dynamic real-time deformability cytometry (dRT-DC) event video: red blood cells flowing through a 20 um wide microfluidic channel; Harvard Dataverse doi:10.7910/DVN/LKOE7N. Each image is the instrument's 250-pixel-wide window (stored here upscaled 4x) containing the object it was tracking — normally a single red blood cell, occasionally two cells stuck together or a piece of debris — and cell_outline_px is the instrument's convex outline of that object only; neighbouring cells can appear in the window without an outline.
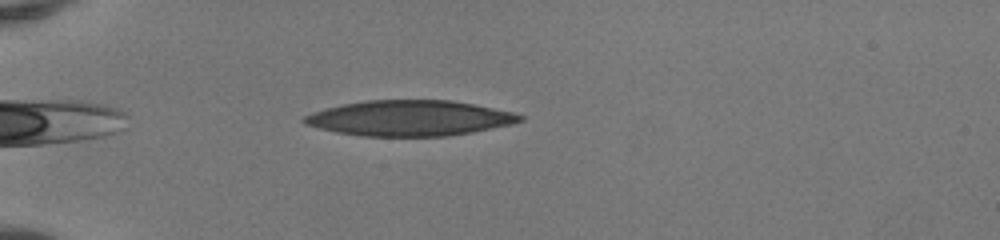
{"species": "human", "species_latin": "Homo sapiens", "temperature_condition": "room temperature", "stored_images_in_passage": 35, "camera_frame_rate_fps": 3000, "um_per_image_px": 0.085, "donor": {"sex": "female"}, "frame": {"image": 1, "passage_image": 2, "time_ms": 0.333, "image_size_px": [1000, 240], "cell_outline_px": [[524, 120], [512, 124], [472, 132], [448, 136], [364, 136], [336, 132], [304, 124], [300, 120], [304, 116], [312, 112], [324, 108], [364, 100], [452, 100], [512, 112], [524, 116]], "centroid_in_image_um": [34.79, 10.04], "position_along_channel_um": 50.2, "area_um2": 44.56}}
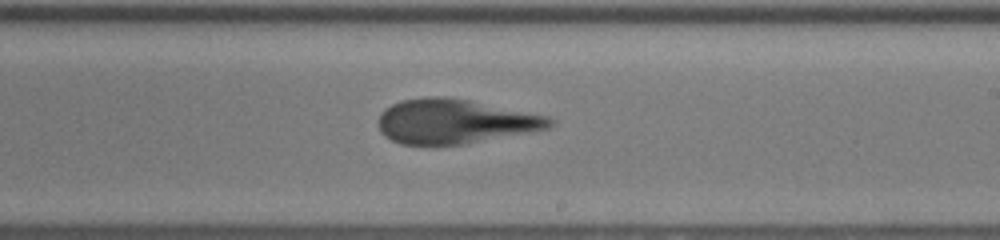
{"frame": {"image": 2, "passage_image": 19, "time_ms": 6.0, "image_size_px": [1000, 240], "cell_outline_px": [[556, 124], [548, 128], [528, 132], [464, 144], [400, 144], [384, 136], [380, 132], [376, 120], [380, 112], [384, 108], [400, 100], [428, 96], [444, 96], [468, 100], [548, 116], [556, 120]], "centroid_in_image_um": [38.6, 10.31], "position_along_channel_um": 250.4, "area_um2": 44.45}}
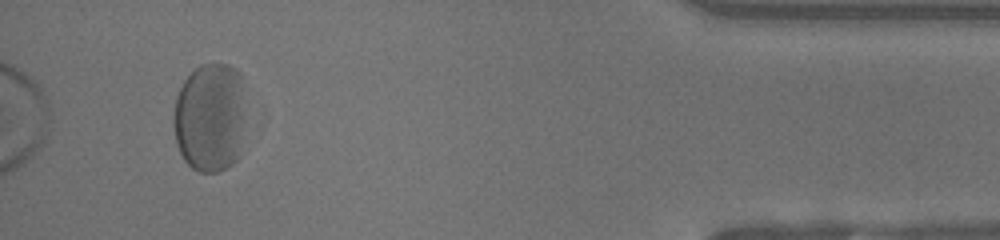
{"frame": {"image": 3, "passage_image": 35, "time_ms": 11.333, "image_size_px": [1000, 240], "cell_outline_px": [[240, 156], [232, 164], [216, 172], [200, 172], [192, 168], [184, 160], [176, 144], [172, 120], [176, 96], [184, 80], [200, 64], [228, 64], [236, 68], [240, 72]], "centroid_in_image_um": [17.76, 10.0], "position_along_channel_um": 417.4, "area_um2": 45.14}, "authors_computed_cell_mechanics": {"area_um2": 44.795, "velocity_mm_per_s": 4.0553, "shape_relaxation_time_tau1_ms": 4.1794, "shape_relaxation_time_tau2_ms": 1.5122, "deformation_change_tau1": 0.1734, "deformation_change_tau2": 0.1094}}